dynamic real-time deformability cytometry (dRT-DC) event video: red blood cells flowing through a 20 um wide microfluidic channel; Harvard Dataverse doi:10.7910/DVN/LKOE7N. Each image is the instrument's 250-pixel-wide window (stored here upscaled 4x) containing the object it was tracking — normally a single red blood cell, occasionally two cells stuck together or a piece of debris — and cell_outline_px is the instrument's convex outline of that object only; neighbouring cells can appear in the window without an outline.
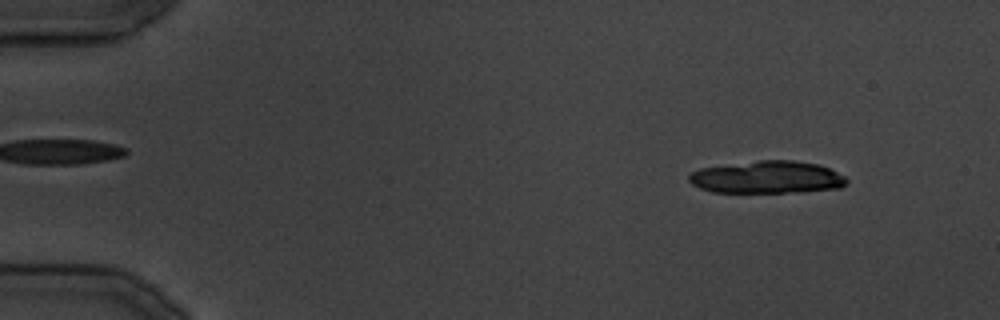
{"species": "common noctule bat (a hibernating species)", "species_latin": "Nyctalus noctula", "temperature_condition": "cold", "stored_images_in_passage": 21, "camera_frame_rate_fps": 3000, "um_per_image_px": 0.085, "animal": {"sex": "male", "body_mass_g": 19.5, "forearm_length_mm": 54.6}, "frame": {"image": 1, "passage_image": 4, "time_ms": 3.333, "image_size_px": [1000, 320], "cell_outline_px": [[848, 184], [840, 188], [796, 192], [712, 192], [700, 188], [692, 184], [688, 180], [688, 176], [692, 172], [700, 168], [756, 160], [792, 160], [816, 164], [828, 168], [844, 176], [848, 180]], "centroid_in_image_um": [65.2, 15.06], "position_along_channel_um": 19.8, "area_um2": 29.82}}
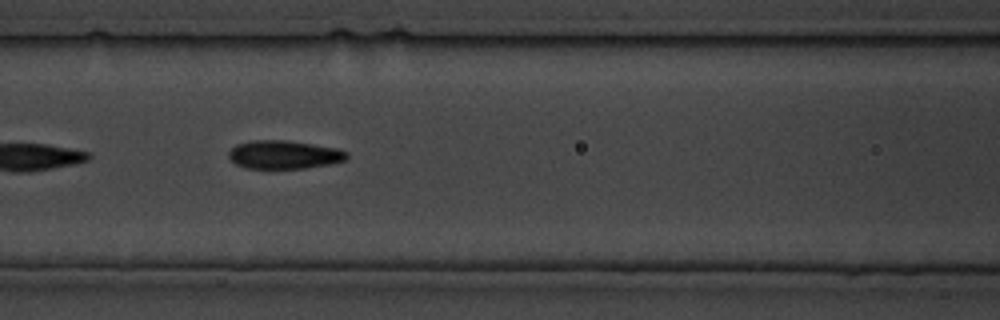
{"frame": {"image": 2, "passage_image": 15, "time_ms": 18.0, "image_size_px": [1000, 320], "cell_outline_px": [[348, 160], [332, 164], [308, 168], [244, 168], [236, 164], [228, 156], [228, 152], [236, 144], [252, 140], [288, 140], [336, 148], [348, 152]], "centroid_in_image_um": [24.17, 13.15], "position_along_channel_um": 142.4, "area_um2": 19.71}}
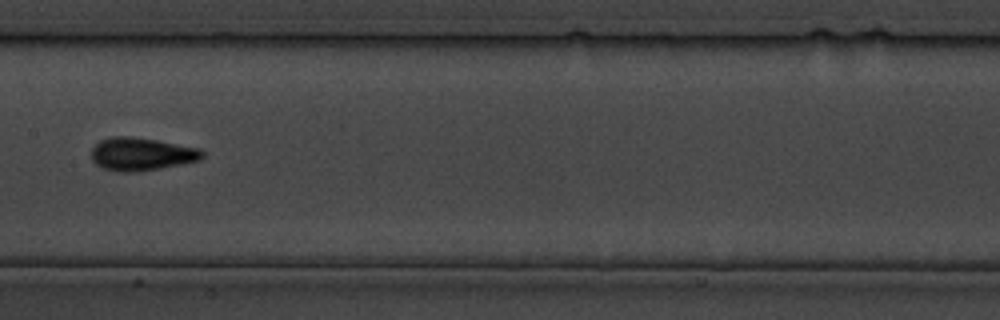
{"frame": {"image": 3, "passage_image": 18, "time_ms": 21.333, "image_size_px": [1000, 320], "cell_outline_px": [[204, 156], [200, 160], [160, 168], [136, 172], [116, 172], [104, 168], [96, 164], [92, 160], [92, 148], [100, 140], [112, 136], [128, 136], [156, 140], [200, 148], [204, 152]], "centroid_in_image_um": [12.02, 13.1], "position_along_channel_um": 195.4, "area_um2": 21.27}}